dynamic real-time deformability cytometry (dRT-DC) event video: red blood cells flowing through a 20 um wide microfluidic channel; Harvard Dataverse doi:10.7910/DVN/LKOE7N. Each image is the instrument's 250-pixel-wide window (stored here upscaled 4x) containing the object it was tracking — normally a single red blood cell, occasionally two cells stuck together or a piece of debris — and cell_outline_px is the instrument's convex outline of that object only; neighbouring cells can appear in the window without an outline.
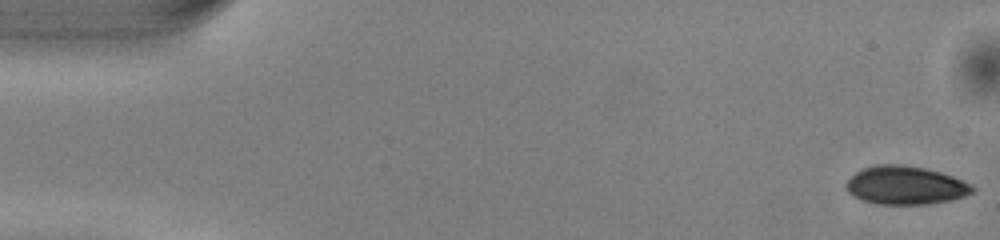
{"species": "common noctule bat (a hibernating species)", "species_latin": "Nyctalus noctula", "temperature_condition": "warm", "stored_images_in_passage": 50, "camera_frame_rate_fps": 3000, "um_per_image_px": 0.085, "animal": {"sex": "male", "body_mass_g": 13.0, "forearm_length_mm": 53.1}, "frame": {"image": 1, "passage_image": 1, "time_ms": 0.0, "image_size_px": [1000, 240], "cell_outline_px": [[976, 188], [972, 192], [964, 196], [948, 200], [928, 204], [880, 204], [864, 200], [848, 192], [844, 184], [856, 172], [872, 164], [900, 164], [924, 168], [940, 172], [964, 180], [972, 184]], "centroid_in_image_um": [76.98, 15.74], "position_along_channel_um": 8.0, "area_um2": 28.09}}
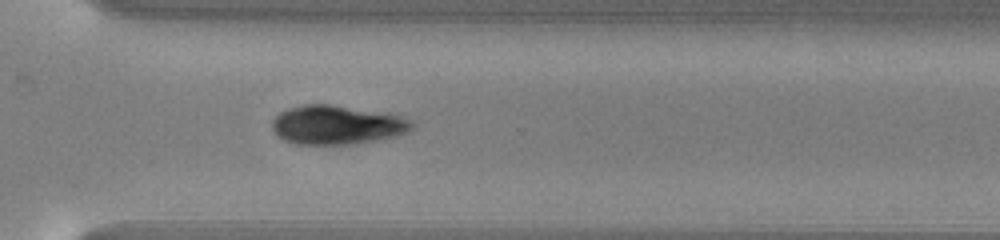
{"frame": {"image": 2, "passage_image": 36, "time_ms": 11.667, "image_size_px": [1000, 240], "cell_outline_px": [[416, 124], [408, 132], [376, 140], [356, 144], [296, 144], [284, 140], [276, 136], [272, 128], [272, 120], [280, 112], [288, 108], [304, 104], [328, 104], [388, 112], [404, 116], [412, 120]], "centroid_in_image_um": [28.66, 10.6], "position_along_channel_um": 341.9, "area_um2": 32.19}}
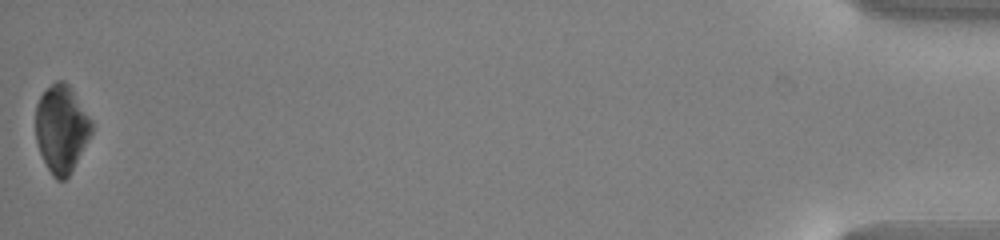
{"frame": {"image": 3, "passage_image": 50, "time_ms": 16.333, "image_size_px": [1000, 240], "cell_outline_px": [[92, 132], [88, 140], [68, 176], [64, 180], [56, 180], [52, 176], [40, 152], [36, 140], [36, 104], [40, 96], [56, 80], [64, 80], [68, 84], [92, 120]], "centroid_in_image_um": [5.22, 10.93], "position_along_channel_um": 430.0, "area_um2": 28.15}}